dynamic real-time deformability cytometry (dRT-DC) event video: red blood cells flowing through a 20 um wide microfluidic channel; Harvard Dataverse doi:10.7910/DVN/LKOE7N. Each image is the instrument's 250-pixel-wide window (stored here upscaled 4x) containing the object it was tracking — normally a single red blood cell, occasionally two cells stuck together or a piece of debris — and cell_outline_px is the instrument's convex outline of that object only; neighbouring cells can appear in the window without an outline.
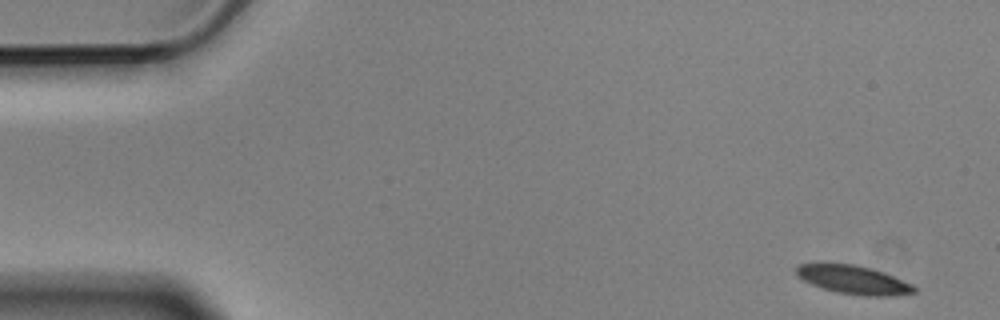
{"species": "Egyptian fruit bat (a non-hibernating species)", "species_latin": "Rousettus aegyptiacus", "temperature_condition": "cold", "stored_images_in_passage": 4, "camera_frame_rate_fps": 3000, "um_per_image_px": 0.085, "animal": {"sex": "male"}, "frame": {"image": 1, "passage_image": 1, "time_ms": 0.0, "image_size_px": [1000, 320], "cell_outline_px": [[916, 292], [892, 296], [864, 296], [836, 292], [812, 284], [796, 276], [796, 268], [800, 264], [856, 264], [872, 268], [884, 272], [912, 284], [916, 288]], "centroid_in_image_um": [72.58, 23.79], "position_along_channel_um": 12.4, "area_um2": 19.48}}
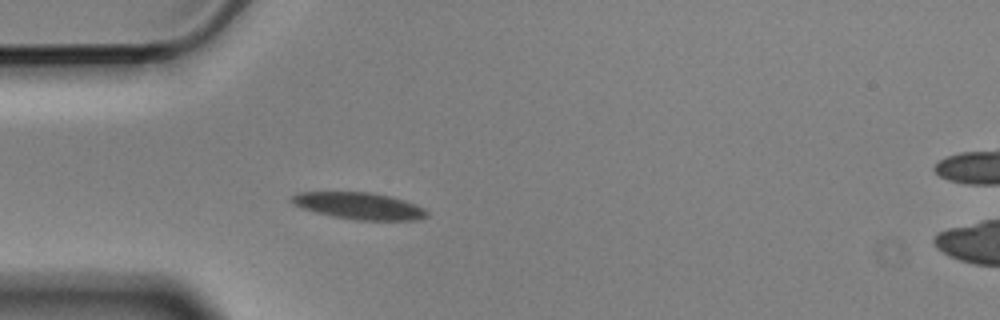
{"frame": {"image": 2, "passage_image": 4, "time_ms": 1.0, "image_size_px": [1000, 320], "cell_outline_px": [[428, 216], [416, 220], [356, 220], [332, 216], [316, 212], [304, 208], [296, 204], [292, 200], [292, 196], [296, 192], [368, 192], [388, 196], [404, 200], [416, 204], [424, 208], [428, 212]], "centroid_in_image_um": [30.57, 17.5], "position_along_channel_um": 54.4, "area_um2": 20.87}}